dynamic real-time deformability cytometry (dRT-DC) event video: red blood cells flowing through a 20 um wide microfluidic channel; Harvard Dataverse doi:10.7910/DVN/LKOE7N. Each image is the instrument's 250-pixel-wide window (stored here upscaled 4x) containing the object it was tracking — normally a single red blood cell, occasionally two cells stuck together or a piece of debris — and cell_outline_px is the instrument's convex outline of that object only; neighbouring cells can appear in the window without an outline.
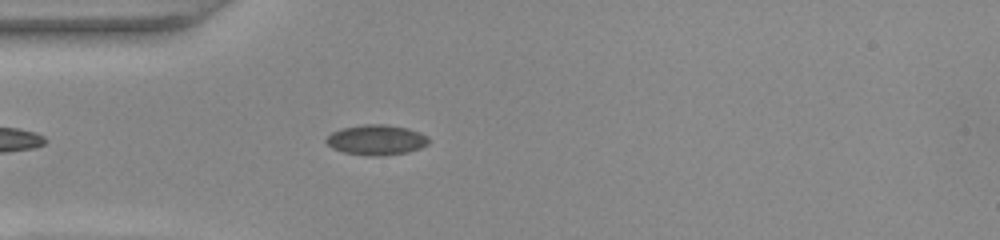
{"species": "common noctule bat (a hibernating species)", "species_latin": "Nyctalus noctula", "temperature_condition": "warm", "stored_images_in_passage": 42, "camera_frame_rate_fps": 3000, "um_per_image_px": 0.085, "animal": {"sex": "female", "body_mass_g": 22.0, "forearm_length_mm": 56.7}, "frame": {"image": 1, "passage_image": 5, "time_ms": 1.333, "image_size_px": [1000, 240], "cell_outline_px": [[428, 144], [420, 148], [408, 152], [380, 156], [368, 156], [344, 152], [332, 148], [324, 140], [332, 132], [340, 128], [364, 124], [384, 124], [408, 128], [420, 132], [428, 136]], "centroid_in_image_um": [31.99, 11.89], "position_along_channel_um": 53.0, "area_um2": 18.15}}
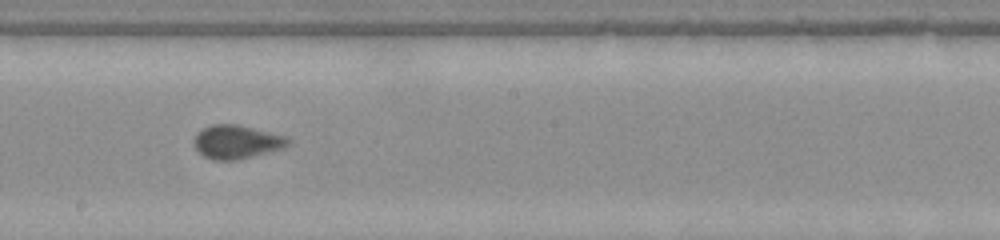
{"frame": {"image": 2, "passage_image": 19, "time_ms": 6.0, "image_size_px": [1000, 240], "cell_outline_px": [[288, 144], [280, 148], [252, 156], [236, 160], [212, 160], [204, 156], [196, 148], [192, 140], [196, 132], [212, 124], [236, 124], [284, 136], [288, 140]], "centroid_in_image_um": [20.01, 12.06], "position_along_channel_um": 228.2, "area_um2": 17.98}}
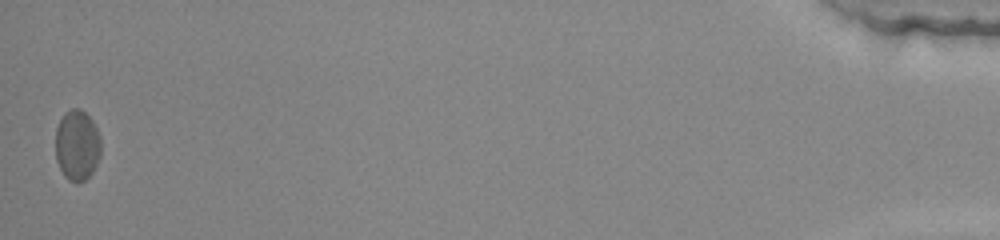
{"frame": {"image": 3, "passage_image": 42, "time_ms": 13.667, "image_size_px": [1000, 240], "cell_outline_px": [[100, 156], [92, 172], [84, 180], [76, 184], [68, 180], [64, 176], [56, 160], [56, 128], [64, 112], [72, 108], [80, 108], [92, 120], [100, 136]], "centroid_in_image_um": [6.55, 12.35], "position_along_channel_um": 428.7, "area_um2": 18.73}, "authors_computed_cell_mechanics": {"area_um2": 17.8602, "velocity_mm_per_s": 3.9012, "shape_relaxation_time_tau1_ms": 5.0209, "shape_relaxation_time_tau2_ms": 0.8464, "deformation_change_tau1": 0.1202, "deformation_change_tau2": 0.0629}}